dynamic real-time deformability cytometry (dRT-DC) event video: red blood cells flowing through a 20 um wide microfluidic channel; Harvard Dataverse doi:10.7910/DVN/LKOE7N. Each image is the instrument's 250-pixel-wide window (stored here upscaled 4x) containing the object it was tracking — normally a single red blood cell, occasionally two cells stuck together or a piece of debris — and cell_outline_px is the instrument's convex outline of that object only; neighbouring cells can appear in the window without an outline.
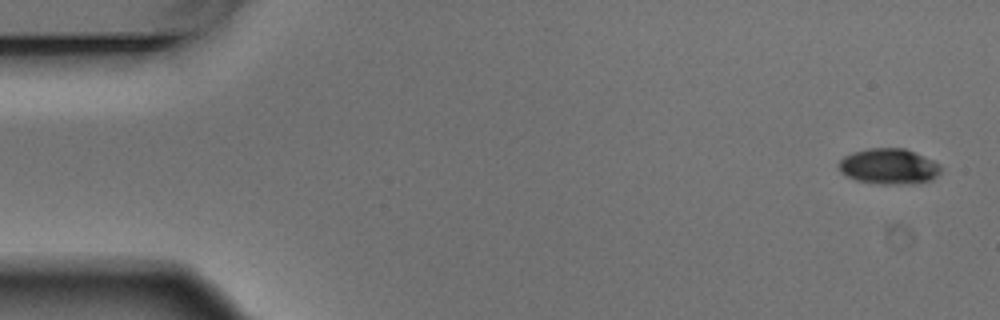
{"species": "Egyptian fruit bat (a non-hibernating species)", "species_latin": "Rousettus aegyptiacus", "temperature_condition": "warm", "stored_images_in_passage": 4, "camera_frame_rate_fps": 3000, "um_per_image_px": 0.085, "animal": {"sex": "male"}, "frame": {"image": 1, "passage_image": 1, "time_ms": 0.0, "image_size_px": [1000, 320], "cell_outline_px": [[940, 172], [932, 180], [904, 184], [880, 184], [856, 180], [840, 172], [836, 164], [844, 156], [852, 152], [868, 148], [904, 148], [932, 160], [940, 164]], "centroid_in_image_um": [75.51, 14.14], "position_along_channel_um": 9.5, "area_um2": 21.15}}
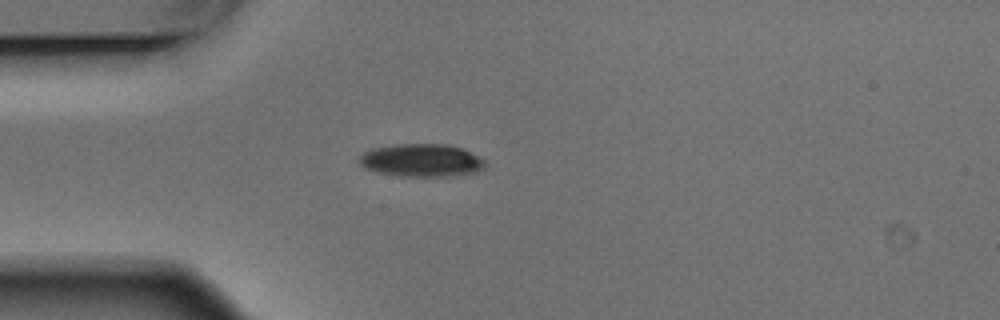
{"frame": {"image": 2, "passage_image": 4, "time_ms": 1.0, "image_size_px": [1000, 320], "cell_outline_px": [[484, 168], [476, 172], [452, 176], [400, 176], [380, 172], [364, 168], [360, 164], [360, 156], [364, 152], [372, 148], [392, 144], [448, 144], [464, 148], [484, 160]], "centroid_in_image_um": [35.83, 13.62], "position_along_channel_um": 49.2, "area_um2": 24.1}}